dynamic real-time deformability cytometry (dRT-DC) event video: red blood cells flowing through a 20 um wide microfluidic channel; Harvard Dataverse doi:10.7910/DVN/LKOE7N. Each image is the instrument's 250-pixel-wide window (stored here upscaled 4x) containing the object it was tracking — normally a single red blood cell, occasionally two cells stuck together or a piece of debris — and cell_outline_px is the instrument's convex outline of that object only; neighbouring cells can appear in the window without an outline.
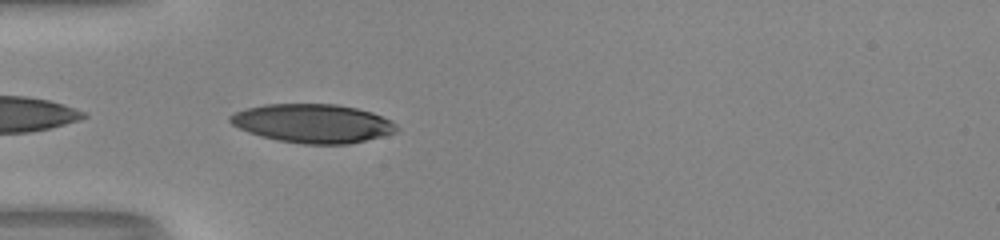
{"species": "human", "species_latin": "Homo sapiens", "temperature_condition": "room temperature", "stored_images_in_passage": 31, "camera_frame_rate_fps": 3000, "um_per_image_px": 0.085, "donor": {"sex": "male"}, "frame": {"image": 1, "passage_image": 1, "time_ms": 0.0, "image_size_px": [1000, 240], "cell_outline_px": [[400, 128], [396, 132], [384, 136], [348, 144], [304, 144], [276, 140], [260, 136], [248, 132], [232, 124], [228, 120], [228, 116], [236, 112], [248, 108], [264, 104], [336, 104], [356, 108], [372, 112], [392, 120]], "centroid_in_image_um": [26.61, 10.49], "position_along_channel_um": 58.4, "area_um2": 37.74}, "authors_computed_cell_mechanics": {"area_um2": 37.8012, "velocity_mm_per_s": 4.0575, "shape_relaxation_time_tau1_ms": 4.3257, "shape_relaxation_time_tau2_ms": null, "deformation_change_tau1": 0.2236, "deformation_change_tau2": null}}